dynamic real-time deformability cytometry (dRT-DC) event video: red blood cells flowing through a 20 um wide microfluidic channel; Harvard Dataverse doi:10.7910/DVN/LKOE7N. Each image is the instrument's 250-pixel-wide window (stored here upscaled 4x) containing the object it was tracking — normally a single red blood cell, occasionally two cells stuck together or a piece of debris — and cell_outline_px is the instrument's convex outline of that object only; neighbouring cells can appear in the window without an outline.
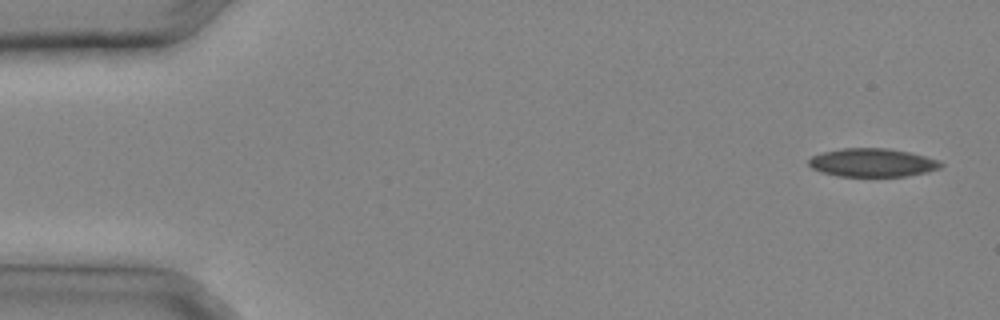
{"species": "common noctule bat (a hibernating species)", "species_latin": "Nyctalus noctula", "temperature_condition": "cold", "stored_images_in_passage": 30, "camera_frame_rate_fps": 3000, "um_per_image_px": 0.085, "animal": {"sex": "male", "body_mass_g": 20.4}, "frame": {"image": 1, "passage_image": 1, "time_ms": 0.0, "image_size_px": [1000, 320], "cell_outline_px": [[944, 164], [940, 168], [924, 172], [904, 176], [836, 176], [820, 172], [812, 168], [808, 164], [808, 160], [812, 156], [824, 152], [844, 148], [888, 148], [908, 152], [940, 160]], "centroid_in_image_um": [74.13, 13.82], "position_along_channel_um": 10.9, "area_um2": 21.73}}
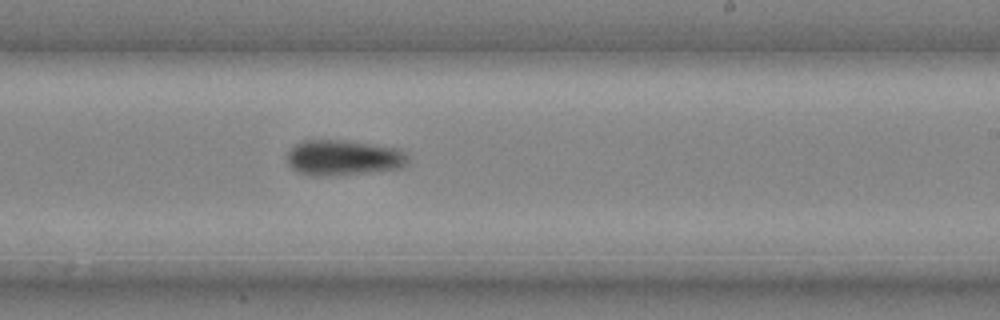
{"frame": {"image": 2, "passage_image": 19, "time_ms": 6.0, "image_size_px": [1000, 320], "cell_outline_px": [[408, 164], [404, 168], [368, 172], [320, 176], [312, 176], [296, 172], [288, 164], [284, 156], [292, 144], [300, 140], [344, 140], [400, 148], [408, 156]], "centroid_in_image_um": [29.14, 13.39], "position_along_channel_um": 259.9, "area_um2": 25.55}}
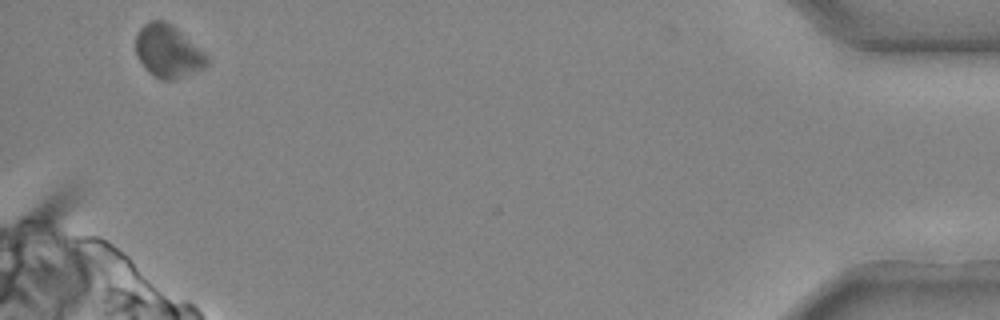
{"frame": {"image": 3, "passage_image": 30, "time_ms": 9.667, "image_size_px": [1000, 320], "cell_outline_px": [[208, 64], [200, 68], [172, 80], [160, 80], [148, 72], [144, 68], [136, 52], [136, 32], [144, 24], [152, 20], [164, 20], [172, 24], [204, 52], [208, 56]], "centroid_in_image_um": [14.24, 4.34], "position_along_channel_um": 421.0, "area_um2": 21.56}}